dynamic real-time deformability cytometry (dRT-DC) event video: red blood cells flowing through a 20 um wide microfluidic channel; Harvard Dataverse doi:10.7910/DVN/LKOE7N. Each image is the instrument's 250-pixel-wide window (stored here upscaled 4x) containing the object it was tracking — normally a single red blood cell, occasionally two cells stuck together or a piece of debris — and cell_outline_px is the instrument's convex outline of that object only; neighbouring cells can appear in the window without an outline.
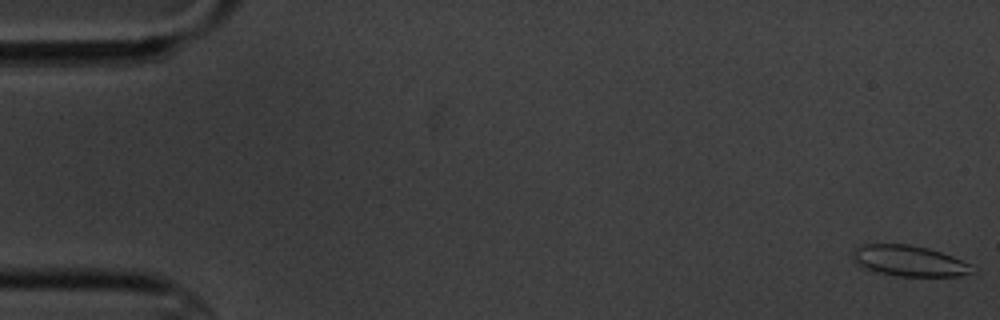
{"species": "common noctule bat (a hibernating species)", "species_latin": "Nyctalus noctula", "temperature_condition": "cold", "stored_images_in_passage": 4, "camera_frame_rate_fps": 3000, "um_per_image_px": 0.085, "animal": {"sex": "male", "body_mass_g": 20.1, "forearm_length_mm": 53.5}, "frame": {"image": 1, "passage_image": 1, "time_ms": 0.0, "image_size_px": [1000, 320], "cell_outline_px": [[968, 272], [960, 276], [896, 276], [876, 272], [856, 264], [852, 256], [852, 252], [860, 244], [908, 244], [928, 248], [952, 256], [968, 264]], "centroid_in_image_um": [77.15, 22.16], "position_along_channel_um": 7.8, "area_um2": 21.04}}